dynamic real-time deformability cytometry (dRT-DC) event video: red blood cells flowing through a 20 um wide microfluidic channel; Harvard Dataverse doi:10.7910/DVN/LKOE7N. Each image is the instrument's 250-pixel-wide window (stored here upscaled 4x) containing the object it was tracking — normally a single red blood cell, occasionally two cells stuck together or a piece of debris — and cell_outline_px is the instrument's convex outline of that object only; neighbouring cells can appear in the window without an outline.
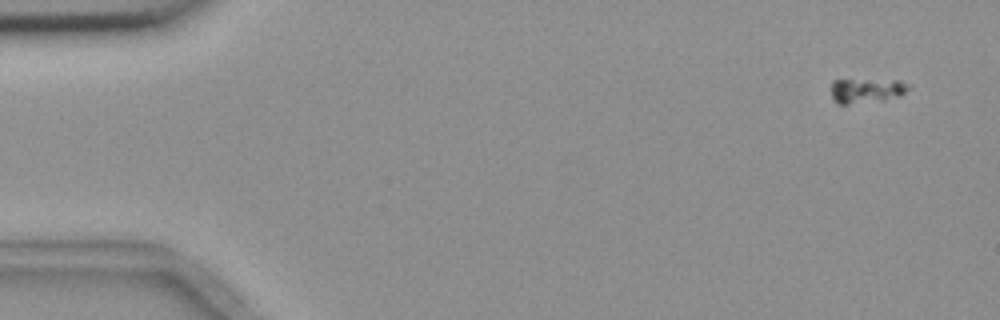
{"species": "common noctule bat (a hibernating species)", "species_latin": "Nyctalus noctula", "temperature_condition": "room temperature", "stored_images_in_passage": 9, "camera_frame_rate_fps": 3000, "um_per_image_px": 0.085, "animal": {"sex": "female", "body_mass_g": 18.4}, "frame": {"image": 1, "passage_image": 2, "time_ms": 1.0, "image_size_px": [1000, 320], "cell_outline_px": [[912, 88], [900, 96], [884, 100], [848, 104], [836, 104], [832, 100], [832, 80], [900, 80], [908, 84]], "centroid_in_image_um": [73.68, 7.7], "position_along_channel_um": 11.3, "area_um2": 11.27}}
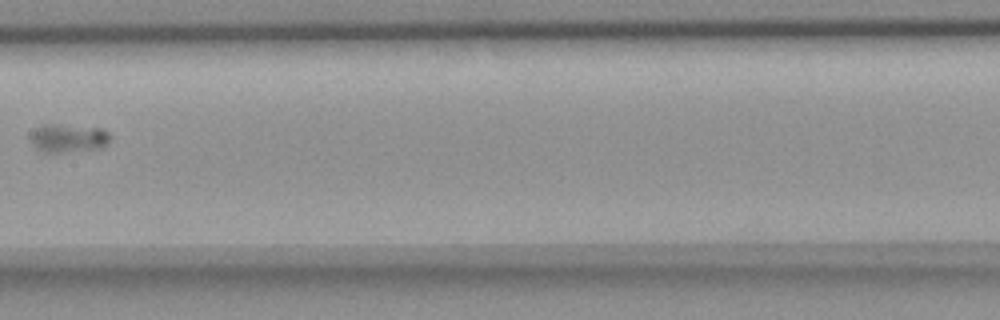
{"frame": {"image": 2, "passage_image": 8, "time_ms": 9.667, "image_size_px": [1000, 320], "cell_outline_px": [[108, 144], [100, 148], [60, 152], [44, 152], [36, 148], [32, 144], [28, 136], [36, 128], [44, 124], [100, 128], [108, 132]], "centroid_in_image_um": [5.75, 11.75], "position_along_channel_um": 201.6, "area_um2": 12.89}}
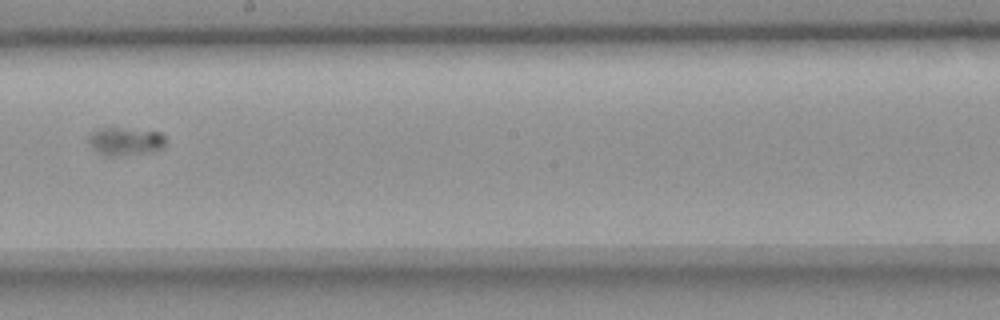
{"frame": {"image": 3, "passage_image": 9, "time_ms": 10.667, "image_size_px": [1000, 320], "cell_outline_px": [[164, 144], [160, 148], [112, 156], [100, 152], [88, 140], [88, 136], [92, 132], [100, 128], [120, 128], [160, 132], [164, 136]], "centroid_in_image_um": [10.63, 11.96], "position_along_channel_um": 237.6, "area_um2": 11.62}}